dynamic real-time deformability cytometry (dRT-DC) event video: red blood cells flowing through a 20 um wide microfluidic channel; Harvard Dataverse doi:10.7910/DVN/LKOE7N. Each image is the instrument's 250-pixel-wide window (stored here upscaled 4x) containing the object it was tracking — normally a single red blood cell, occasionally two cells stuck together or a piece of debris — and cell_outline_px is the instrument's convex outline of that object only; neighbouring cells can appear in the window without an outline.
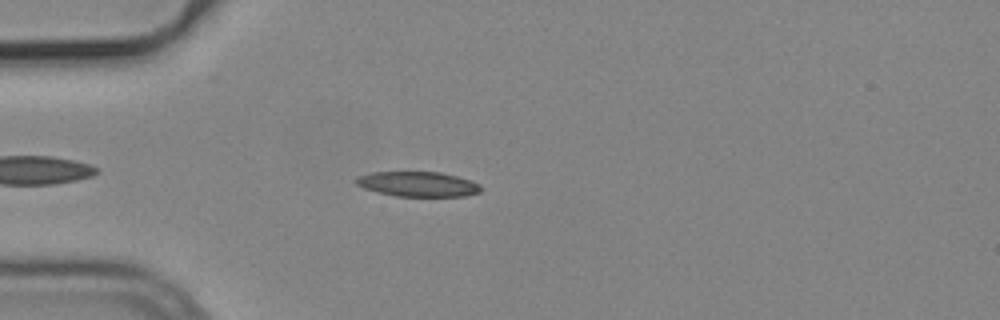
{"species": "common noctule bat (a hibernating species)", "species_latin": "Nyctalus noctula", "temperature_condition": "cold", "stored_images_in_passage": 25, "camera_frame_rate_fps": 3000, "um_per_image_px": 0.085, "animal": {"sex": "male", "body_mass_g": 19.2, "forearm_length_mm": 51.8}, "frame": {"image": 1, "passage_image": 7, "time_ms": 2.0, "image_size_px": [1000, 320], "cell_outline_px": [[480, 192], [464, 196], [396, 196], [376, 192], [364, 188], [356, 184], [356, 180], [360, 176], [372, 172], [440, 172], [456, 176], [480, 184]], "centroid_in_image_um": [35.51, 15.65], "position_along_channel_um": 49.5, "area_um2": 17.92}}
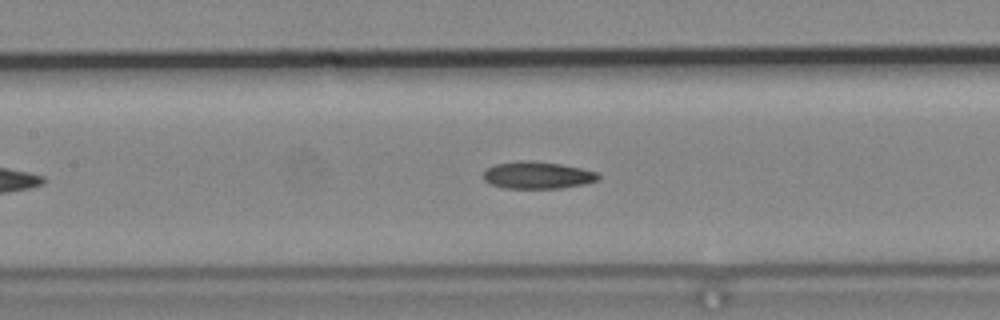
{"frame": {"image": 2, "passage_image": 17, "time_ms": 5.333, "image_size_px": [1000, 320], "cell_outline_px": [[600, 176], [596, 180], [584, 184], [560, 188], [504, 188], [488, 184], [484, 180], [484, 172], [488, 168], [496, 164], [520, 160], [532, 160], [560, 164], [580, 168], [596, 172]], "centroid_in_image_um": [45.64, 14.89], "position_along_channel_um": 161.8, "area_um2": 18.09}}
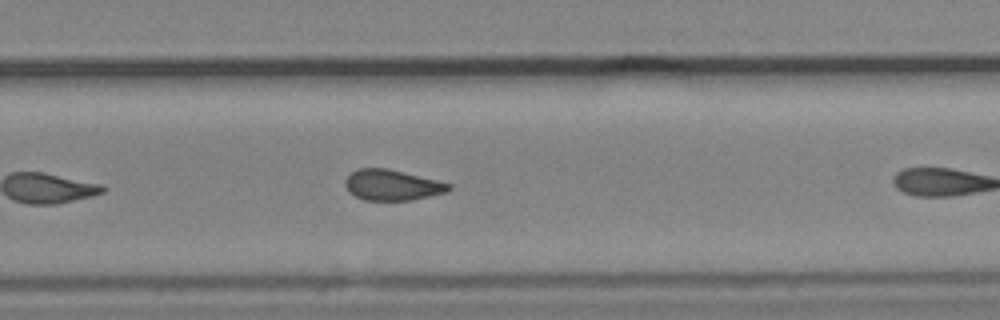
{"frame": {"image": 3, "passage_image": 24, "time_ms": 7.667, "image_size_px": [1000, 320], "cell_outline_px": [[452, 188], [448, 192], [412, 200], [364, 200], [348, 192], [344, 184], [344, 180], [352, 172], [360, 168], [388, 168], [452, 184]], "centroid_in_image_um": [33.33, 15.73], "position_along_channel_um": 296.5, "area_um2": 18.55}}